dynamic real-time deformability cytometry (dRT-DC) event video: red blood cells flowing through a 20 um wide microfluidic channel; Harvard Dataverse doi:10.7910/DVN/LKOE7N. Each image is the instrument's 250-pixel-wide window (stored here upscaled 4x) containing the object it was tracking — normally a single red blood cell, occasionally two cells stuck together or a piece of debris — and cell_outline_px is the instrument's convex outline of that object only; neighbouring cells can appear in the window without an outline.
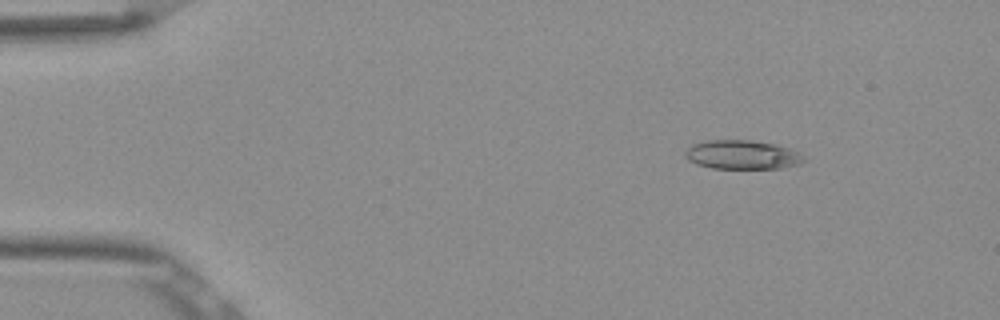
{"species": "Egyptian fruit bat (a non-hibernating species)", "species_latin": "Rousettus aegyptiacus", "temperature_condition": "room temperature", "stored_images_in_passage": 46, "camera_frame_rate_fps": 3000, "um_per_image_px": 0.085, "frame": {"image": 1, "passage_image": 1, "time_ms": 0.0, "image_size_px": [1000, 320], "cell_outline_px": [[804, 160], [800, 164], [780, 168], [712, 168], [696, 164], [688, 160], [684, 156], [684, 152], [692, 144], [708, 140], [752, 140], [776, 144], [800, 152]], "centroid_in_image_um": [63.06, 13.15], "position_along_channel_um": 21.9, "area_um2": 20.06}}
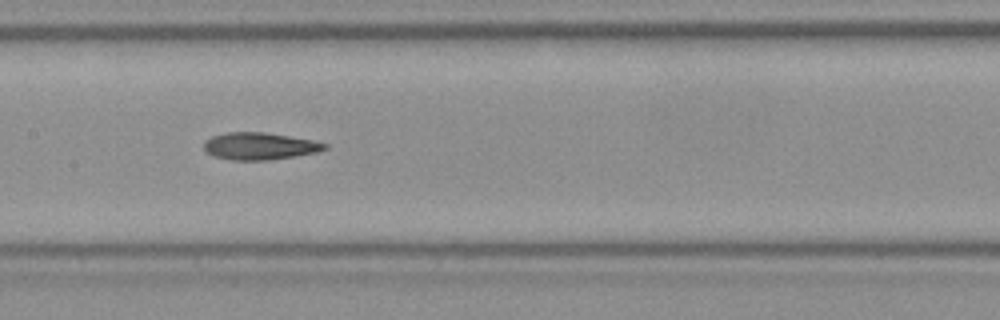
{"frame": {"image": 2, "passage_image": 20, "time_ms": 6.333, "image_size_px": [1000, 320], "cell_outline_px": [[328, 148], [316, 152], [296, 156], [268, 160], [232, 160], [212, 156], [204, 148], [204, 140], [212, 136], [224, 132], [264, 132], [316, 140], [328, 144]], "centroid_in_image_um": [22.08, 12.41], "position_along_channel_um": 185.3, "area_um2": 19.31}}
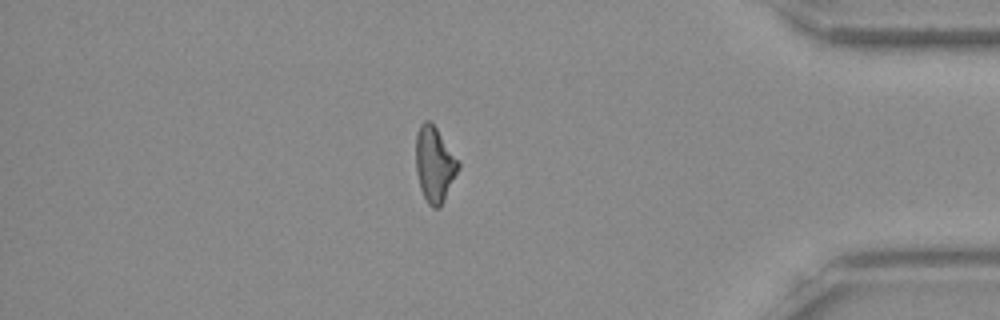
{"frame": {"image": 3, "passage_image": 39, "time_ms": 12.667, "image_size_px": [1000, 320], "cell_outline_px": [[460, 168], [440, 208], [432, 208], [428, 204], [420, 188], [416, 172], [416, 132], [420, 124], [424, 120], [428, 120], [436, 128], [460, 164]], "centroid_in_image_um": [36.92, 13.99], "position_along_channel_um": 398.3, "area_um2": 18.5}, "authors_computed_cell_mechanics": {"area_um2": 19.2474, "velocity_mm_per_s": 3.8881, "shape_relaxation_time_tau1_ms": 5.5326, "shape_relaxation_time_tau2_ms": 2.8835, "deformation_change_tau1": 0.1717, "deformation_change_tau2": 0.1131}}